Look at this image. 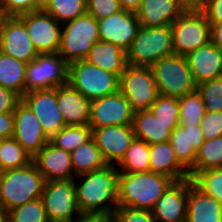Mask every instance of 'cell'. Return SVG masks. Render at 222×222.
<instances>
[{
  "label": "cell",
  "instance_id": "cell-5",
  "mask_svg": "<svg viewBox=\"0 0 222 222\" xmlns=\"http://www.w3.org/2000/svg\"><path fill=\"white\" fill-rule=\"evenodd\" d=\"M69 84L90 101L120 90V77L86 60L69 63Z\"/></svg>",
  "mask_w": 222,
  "mask_h": 222
},
{
  "label": "cell",
  "instance_id": "cell-9",
  "mask_svg": "<svg viewBox=\"0 0 222 222\" xmlns=\"http://www.w3.org/2000/svg\"><path fill=\"white\" fill-rule=\"evenodd\" d=\"M171 28L175 55L186 57L211 42V25L201 10H185Z\"/></svg>",
  "mask_w": 222,
  "mask_h": 222
},
{
  "label": "cell",
  "instance_id": "cell-24",
  "mask_svg": "<svg viewBox=\"0 0 222 222\" xmlns=\"http://www.w3.org/2000/svg\"><path fill=\"white\" fill-rule=\"evenodd\" d=\"M204 141L200 125H178L170 137V143L179 162L188 171L193 167L196 153Z\"/></svg>",
  "mask_w": 222,
  "mask_h": 222
},
{
  "label": "cell",
  "instance_id": "cell-16",
  "mask_svg": "<svg viewBox=\"0 0 222 222\" xmlns=\"http://www.w3.org/2000/svg\"><path fill=\"white\" fill-rule=\"evenodd\" d=\"M100 40L128 51L140 28L136 13L120 10L97 20Z\"/></svg>",
  "mask_w": 222,
  "mask_h": 222
},
{
  "label": "cell",
  "instance_id": "cell-47",
  "mask_svg": "<svg viewBox=\"0 0 222 222\" xmlns=\"http://www.w3.org/2000/svg\"><path fill=\"white\" fill-rule=\"evenodd\" d=\"M14 115L13 113H0V136L5 139L13 137Z\"/></svg>",
  "mask_w": 222,
  "mask_h": 222
},
{
  "label": "cell",
  "instance_id": "cell-42",
  "mask_svg": "<svg viewBox=\"0 0 222 222\" xmlns=\"http://www.w3.org/2000/svg\"><path fill=\"white\" fill-rule=\"evenodd\" d=\"M204 140L222 136V112H205L200 122Z\"/></svg>",
  "mask_w": 222,
  "mask_h": 222
},
{
  "label": "cell",
  "instance_id": "cell-54",
  "mask_svg": "<svg viewBox=\"0 0 222 222\" xmlns=\"http://www.w3.org/2000/svg\"><path fill=\"white\" fill-rule=\"evenodd\" d=\"M0 222H7L6 214L0 211Z\"/></svg>",
  "mask_w": 222,
  "mask_h": 222
},
{
  "label": "cell",
  "instance_id": "cell-32",
  "mask_svg": "<svg viewBox=\"0 0 222 222\" xmlns=\"http://www.w3.org/2000/svg\"><path fill=\"white\" fill-rule=\"evenodd\" d=\"M222 168V136L205 140L196 153L195 163L189 170L192 179L198 172Z\"/></svg>",
  "mask_w": 222,
  "mask_h": 222
},
{
  "label": "cell",
  "instance_id": "cell-19",
  "mask_svg": "<svg viewBox=\"0 0 222 222\" xmlns=\"http://www.w3.org/2000/svg\"><path fill=\"white\" fill-rule=\"evenodd\" d=\"M192 183L189 177L175 181L166 190L151 210L156 222L186 221L188 188Z\"/></svg>",
  "mask_w": 222,
  "mask_h": 222
},
{
  "label": "cell",
  "instance_id": "cell-39",
  "mask_svg": "<svg viewBox=\"0 0 222 222\" xmlns=\"http://www.w3.org/2000/svg\"><path fill=\"white\" fill-rule=\"evenodd\" d=\"M196 90L203 99L205 112H222V77L203 81Z\"/></svg>",
  "mask_w": 222,
  "mask_h": 222
},
{
  "label": "cell",
  "instance_id": "cell-27",
  "mask_svg": "<svg viewBox=\"0 0 222 222\" xmlns=\"http://www.w3.org/2000/svg\"><path fill=\"white\" fill-rule=\"evenodd\" d=\"M150 171L175 181L190 177L189 171L179 162L170 141L150 145Z\"/></svg>",
  "mask_w": 222,
  "mask_h": 222
},
{
  "label": "cell",
  "instance_id": "cell-48",
  "mask_svg": "<svg viewBox=\"0 0 222 222\" xmlns=\"http://www.w3.org/2000/svg\"><path fill=\"white\" fill-rule=\"evenodd\" d=\"M72 222H113V219L105 214H81Z\"/></svg>",
  "mask_w": 222,
  "mask_h": 222
},
{
  "label": "cell",
  "instance_id": "cell-11",
  "mask_svg": "<svg viewBox=\"0 0 222 222\" xmlns=\"http://www.w3.org/2000/svg\"><path fill=\"white\" fill-rule=\"evenodd\" d=\"M41 200L49 222H72L74 213L82 214L76 200L74 179L46 181Z\"/></svg>",
  "mask_w": 222,
  "mask_h": 222
},
{
  "label": "cell",
  "instance_id": "cell-13",
  "mask_svg": "<svg viewBox=\"0 0 222 222\" xmlns=\"http://www.w3.org/2000/svg\"><path fill=\"white\" fill-rule=\"evenodd\" d=\"M135 111L125 95L118 92L91 101L89 126L132 125Z\"/></svg>",
  "mask_w": 222,
  "mask_h": 222
},
{
  "label": "cell",
  "instance_id": "cell-55",
  "mask_svg": "<svg viewBox=\"0 0 222 222\" xmlns=\"http://www.w3.org/2000/svg\"><path fill=\"white\" fill-rule=\"evenodd\" d=\"M5 140V138L4 137H2V136H0V146H1V144H2V142Z\"/></svg>",
  "mask_w": 222,
  "mask_h": 222
},
{
  "label": "cell",
  "instance_id": "cell-6",
  "mask_svg": "<svg viewBox=\"0 0 222 222\" xmlns=\"http://www.w3.org/2000/svg\"><path fill=\"white\" fill-rule=\"evenodd\" d=\"M150 67L159 94L180 98L196 91L197 84L185 56L173 54L156 61Z\"/></svg>",
  "mask_w": 222,
  "mask_h": 222
},
{
  "label": "cell",
  "instance_id": "cell-30",
  "mask_svg": "<svg viewBox=\"0 0 222 222\" xmlns=\"http://www.w3.org/2000/svg\"><path fill=\"white\" fill-rule=\"evenodd\" d=\"M26 68V62L0 52V85L22 97L25 94Z\"/></svg>",
  "mask_w": 222,
  "mask_h": 222
},
{
  "label": "cell",
  "instance_id": "cell-52",
  "mask_svg": "<svg viewBox=\"0 0 222 222\" xmlns=\"http://www.w3.org/2000/svg\"><path fill=\"white\" fill-rule=\"evenodd\" d=\"M8 17L9 16L7 15V13L0 7V36L3 31L5 21Z\"/></svg>",
  "mask_w": 222,
  "mask_h": 222
},
{
  "label": "cell",
  "instance_id": "cell-28",
  "mask_svg": "<svg viewBox=\"0 0 222 222\" xmlns=\"http://www.w3.org/2000/svg\"><path fill=\"white\" fill-rule=\"evenodd\" d=\"M85 60L104 71L117 74L119 77L128 65L126 51L101 40L94 43Z\"/></svg>",
  "mask_w": 222,
  "mask_h": 222
},
{
  "label": "cell",
  "instance_id": "cell-29",
  "mask_svg": "<svg viewBox=\"0 0 222 222\" xmlns=\"http://www.w3.org/2000/svg\"><path fill=\"white\" fill-rule=\"evenodd\" d=\"M71 162L75 176L90 173L108 165L93 138L71 153Z\"/></svg>",
  "mask_w": 222,
  "mask_h": 222
},
{
  "label": "cell",
  "instance_id": "cell-25",
  "mask_svg": "<svg viewBox=\"0 0 222 222\" xmlns=\"http://www.w3.org/2000/svg\"><path fill=\"white\" fill-rule=\"evenodd\" d=\"M185 222H222V203L192 183L188 188Z\"/></svg>",
  "mask_w": 222,
  "mask_h": 222
},
{
  "label": "cell",
  "instance_id": "cell-8",
  "mask_svg": "<svg viewBox=\"0 0 222 222\" xmlns=\"http://www.w3.org/2000/svg\"><path fill=\"white\" fill-rule=\"evenodd\" d=\"M69 84V63L59 53L38 54L27 63L25 93Z\"/></svg>",
  "mask_w": 222,
  "mask_h": 222
},
{
  "label": "cell",
  "instance_id": "cell-51",
  "mask_svg": "<svg viewBox=\"0 0 222 222\" xmlns=\"http://www.w3.org/2000/svg\"><path fill=\"white\" fill-rule=\"evenodd\" d=\"M186 10H201L206 0H178Z\"/></svg>",
  "mask_w": 222,
  "mask_h": 222
},
{
  "label": "cell",
  "instance_id": "cell-12",
  "mask_svg": "<svg viewBox=\"0 0 222 222\" xmlns=\"http://www.w3.org/2000/svg\"><path fill=\"white\" fill-rule=\"evenodd\" d=\"M18 17L24 22L29 38L39 54L58 53L62 28L51 14L39 10Z\"/></svg>",
  "mask_w": 222,
  "mask_h": 222
},
{
  "label": "cell",
  "instance_id": "cell-14",
  "mask_svg": "<svg viewBox=\"0 0 222 222\" xmlns=\"http://www.w3.org/2000/svg\"><path fill=\"white\" fill-rule=\"evenodd\" d=\"M13 115V138L34 157L50 138L45 134L34 112L23 101L17 105Z\"/></svg>",
  "mask_w": 222,
  "mask_h": 222
},
{
  "label": "cell",
  "instance_id": "cell-40",
  "mask_svg": "<svg viewBox=\"0 0 222 222\" xmlns=\"http://www.w3.org/2000/svg\"><path fill=\"white\" fill-rule=\"evenodd\" d=\"M149 110L163 123H179L178 98L159 94Z\"/></svg>",
  "mask_w": 222,
  "mask_h": 222
},
{
  "label": "cell",
  "instance_id": "cell-34",
  "mask_svg": "<svg viewBox=\"0 0 222 222\" xmlns=\"http://www.w3.org/2000/svg\"><path fill=\"white\" fill-rule=\"evenodd\" d=\"M33 162L31 156L13 137L0 146V172L18 169Z\"/></svg>",
  "mask_w": 222,
  "mask_h": 222
},
{
  "label": "cell",
  "instance_id": "cell-50",
  "mask_svg": "<svg viewBox=\"0 0 222 222\" xmlns=\"http://www.w3.org/2000/svg\"><path fill=\"white\" fill-rule=\"evenodd\" d=\"M122 10L136 13L141 5V0H118Z\"/></svg>",
  "mask_w": 222,
  "mask_h": 222
},
{
  "label": "cell",
  "instance_id": "cell-2",
  "mask_svg": "<svg viewBox=\"0 0 222 222\" xmlns=\"http://www.w3.org/2000/svg\"><path fill=\"white\" fill-rule=\"evenodd\" d=\"M174 182L172 178L151 171L119 173L118 205L152 210Z\"/></svg>",
  "mask_w": 222,
  "mask_h": 222
},
{
  "label": "cell",
  "instance_id": "cell-1",
  "mask_svg": "<svg viewBox=\"0 0 222 222\" xmlns=\"http://www.w3.org/2000/svg\"><path fill=\"white\" fill-rule=\"evenodd\" d=\"M118 176V168L113 164L76 176L83 178L79 185L75 182V194L80 212L112 216L119 207Z\"/></svg>",
  "mask_w": 222,
  "mask_h": 222
},
{
  "label": "cell",
  "instance_id": "cell-26",
  "mask_svg": "<svg viewBox=\"0 0 222 222\" xmlns=\"http://www.w3.org/2000/svg\"><path fill=\"white\" fill-rule=\"evenodd\" d=\"M178 125L163 123L150 110L136 111L132 123L135 138L149 145L170 141L171 133Z\"/></svg>",
  "mask_w": 222,
  "mask_h": 222
},
{
  "label": "cell",
  "instance_id": "cell-18",
  "mask_svg": "<svg viewBox=\"0 0 222 222\" xmlns=\"http://www.w3.org/2000/svg\"><path fill=\"white\" fill-rule=\"evenodd\" d=\"M92 138L108 164H117L135 139L132 125L92 128Z\"/></svg>",
  "mask_w": 222,
  "mask_h": 222
},
{
  "label": "cell",
  "instance_id": "cell-44",
  "mask_svg": "<svg viewBox=\"0 0 222 222\" xmlns=\"http://www.w3.org/2000/svg\"><path fill=\"white\" fill-rule=\"evenodd\" d=\"M0 7L8 16H20L37 11V0H0Z\"/></svg>",
  "mask_w": 222,
  "mask_h": 222
},
{
  "label": "cell",
  "instance_id": "cell-46",
  "mask_svg": "<svg viewBox=\"0 0 222 222\" xmlns=\"http://www.w3.org/2000/svg\"><path fill=\"white\" fill-rule=\"evenodd\" d=\"M201 11L210 24L222 22V0H206Z\"/></svg>",
  "mask_w": 222,
  "mask_h": 222
},
{
  "label": "cell",
  "instance_id": "cell-21",
  "mask_svg": "<svg viewBox=\"0 0 222 222\" xmlns=\"http://www.w3.org/2000/svg\"><path fill=\"white\" fill-rule=\"evenodd\" d=\"M57 101L66 126L89 125L91 101L70 84L57 87Z\"/></svg>",
  "mask_w": 222,
  "mask_h": 222
},
{
  "label": "cell",
  "instance_id": "cell-7",
  "mask_svg": "<svg viewBox=\"0 0 222 222\" xmlns=\"http://www.w3.org/2000/svg\"><path fill=\"white\" fill-rule=\"evenodd\" d=\"M64 24L58 53L68 63L85 60L91 47L100 40L97 20L86 13Z\"/></svg>",
  "mask_w": 222,
  "mask_h": 222
},
{
  "label": "cell",
  "instance_id": "cell-53",
  "mask_svg": "<svg viewBox=\"0 0 222 222\" xmlns=\"http://www.w3.org/2000/svg\"><path fill=\"white\" fill-rule=\"evenodd\" d=\"M52 0H37V11L45 10Z\"/></svg>",
  "mask_w": 222,
  "mask_h": 222
},
{
  "label": "cell",
  "instance_id": "cell-33",
  "mask_svg": "<svg viewBox=\"0 0 222 222\" xmlns=\"http://www.w3.org/2000/svg\"><path fill=\"white\" fill-rule=\"evenodd\" d=\"M91 138L92 128L89 125L65 126L58 133L54 134L49 142L59 149L72 153Z\"/></svg>",
  "mask_w": 222,
  "mask_h": 222
},
{
  "label": "cell",
  "instance_id": "cell-41",
  "mask_svg": "<svg viewBox=\"0 0 222 222\" xmlns=\"http://www.w3.org/2000/svg\"><path fill=\"white\" fill-rule=\"evenodd\" d=\"M113 222H156L151 210L119 206L112 215Z\"/></svg>",
  "mask_w": 222,
  "mask_h": 222
},
{
  "label": "cell",
  "instance_id": "cell-17",
  "mask_svg": "<svg viewBox=\"0 0 222 222\" xmlns=\"http://www.w3.org/2000/svg\"><path fill=\"white\" fill-rule=\"evenodd\" d=\"M0 52L29 63L39 54L31 42L24 22L18 16H9L0 36Z\"/></svg>",
  "mask_w": 222,
  "mask_h": 222
},
{
  "label": "cell",
  "instance_id": "cell-49",
  "mask_svg": "<svg viewBox=\"0 0 222 222\" xmlns=\"http://www.w3.org/2000/svg\"><path fill=\"white\" fill-rule=\"evenodd\" d=\"M210 25H211V33H210L211 42L220 49H222V22Z\"/></svg>",
  "mask_w": 222,
  "mask_h": 222
},
{
  "label": "cell",
  "instance_id": "cell-15",
  "mask_svg": "<svg viewBox=\"0 0 222 222\" xmlns=\"http://www.w3.org/2000/svg\"><path fill=\"white\" fill-rule=\"evenodd\" d=\"M22 101L34 112L49 138L66 126L58 107L57 88L25 93Z\"/></svg>",
  "mask_w": 222,
  "mask_h": 222
},
{
  "label": "cell",
  "instance_id": "cell-38",
  "mask_svg": "<svg viewBox=\"0 0 222 222\" xmlns=\"http://www.w3.org/2000/svg\"><path fill=\"white\" fill-rule=\"evenodd\" d=\"M192 181L203 193L215 197L222 203V168L198 172Z\"/></svg>",
  "mask_w": 222,
  "mask_h": 222
},
{
  "label": "cell",
  "instance_id": "cell-20",
  "mask_svg": "<svg viewBox=\"0 0 222 222\" xmlns=\"http://www.w3.org/2000/svg\"><path fill=\"white\" fill-rule=\"evenodd\" d=\"M33 162L45 181L75 179L71 153L48 142L34 157Z\"/></svg>",
  "mask_w": 222,
  "mask_h": 222
},
{
  "label": "cell",
  "instance_id": "cell-35",
  "mask_svg": "<svg viewBox=\"0 0 222 222\" xmlns=\"http://www.w3.org/2000/svg\"><path fill=\"white\" fill-rule=\"evenodd\" d=\"M179 102V125H200L205 114L203 99L198 91L186 94L178 98Z\"/></svg>",
  "mask_w": 222,
  "mask_h": 222
},
{
  "label": "cell",
  "instance_id": "cell-36",
  "mask_svg": "<svg viewBox=\"0 0 222 222\" xmlns=\"http://www.w3.org/2000/svg\"><path fill=\"white\" fill-rule=\"evenodd\" d=\"M44 11L60 24L66 23L87 13V0H52Z\"/></svg>",
  "mask_w": 222,
  "mask_h": 222
},
{
  "label": "cell",
  "instance_id": "cell-4",
  "mask_svg": "<svg viewBox=\"0 0 222 222\" xmlns=\"http://www.w3.org/2000/svg\"><path fill=\"white\" fill-rule=\"evenodd\" d=\"M173 54L171 25L140 26L130 49L127 51V62L130 65L150 67L156 61Z\"/></svg>",
  "mask_w": 222,
  "mask_h": 222
},
{
  "label": "cell",
  "instance_id": "cell-3",
  "mask_svg": "<svg viewBox=\"0 0 222 222\" xmlns=\"http://www.w3.org/2000/svg\"><path fill=\"white\" fill-rule=\"evenodd\" d=\"M45 182L34 162L0 172V211L7 214L16 207L41 198Z\"/></svg>",
  "mask_w": 222,
  "mask_h": 222
},
{
  "label": "cell",
  "instance_id": "cell-31",
  "mask_svg": "<svg viewBox=\"0 0 222 222\" xmlns=\"http://www.w3.org/2000/svg\"><path fill=\"white\" fill-rule=\"evenodd\" d=\"M117 164L120 166L119 173L149 172L150 145L135 138Z\"/></svg>",
  "mask_w": 222,
  "mask_h": 222
},
{
  "label": "cell",
  "instance_id": "cell-22",
  "mask_svg": "<svg viewBox=\"0 0 222 222\" xmlns=\"http://www.w3.org/2000/svg\"><path fill=\"white\" fill-rule=\"evenodd\" d=\"M195 83L222 77V49L209 42L186 56Z\"/></svg>",
  "mask_w": 222,
  "mask_h": 222
},
{
  "label": "cell",
  "instance_id": "cell-37",
  "mask_svg": "<svg viewBox=\"0 0 222 222\" xmlns=\"http://www.w3.org/2000/svg\"><path fill=\"white\" fill-rule=\"evenodd\" d=\"M6 219L7 222H49L41 198L10 210Z\"/></svg>",
  "mask_w": 222,
  "mask_h": 222
},
{
  "label": "cell",
  "instance_id": "cell-23",
  "mask_svg": "<svg viewBox=\"0 0 222 222\" xmlns=\"http://www.w3.org/2000/svg\"><path fill=\"white\" fill-rule=\"evenodd\" d=\"M185 10L178 0H141L136 15L140 26L161 27L171 25Z\"/></svg>",
  "mask_w": 222,
  "mask_h": 222
},
{
  "label": "cell",
  "instance_id": "cell-43",
  "mask_svg": "<svg viewBox=\"0 0 222 222\" xmlns=\"http://www.w3.org/2000/svg\"><path fill=\"white\" fill-rule=\"evenodd\" d=\"M121 9L118 0H87V13L96 20L108 17Z\"/></svg>",
  "mask_w": 222,
  "mask_h": 222
},
{
  "label": "cell",
  "instance_id": "cell-10",
  "mask_svg": "<svg viewBox=\"0 0 222 222\" xmlns=\"http://www.w3.org/2000/svg\"><path fill=\"white\" fill-rule=\"evenodd\" d=\"M120 91L135 112L149 110L159 95L151 67L130 64L121 74Z\"/></svg>",
  "mask_w": 222,
  "mask_h": 222
},
{
  "label": "cell",
  "instance_id": "cell-45",
  "mask_svg": "<svg viewBox=\"0 0 222 222\" xmlns=\"http://www.w3.org/2000/svg\"><path fill=\"white\" fill-rule=\"evenodd\" d=\"M21 101L19 94L0 85V113H13Z\"/></svg>",
  "mask_w": 222,
  "mask_h": 222
}]
</instances>
